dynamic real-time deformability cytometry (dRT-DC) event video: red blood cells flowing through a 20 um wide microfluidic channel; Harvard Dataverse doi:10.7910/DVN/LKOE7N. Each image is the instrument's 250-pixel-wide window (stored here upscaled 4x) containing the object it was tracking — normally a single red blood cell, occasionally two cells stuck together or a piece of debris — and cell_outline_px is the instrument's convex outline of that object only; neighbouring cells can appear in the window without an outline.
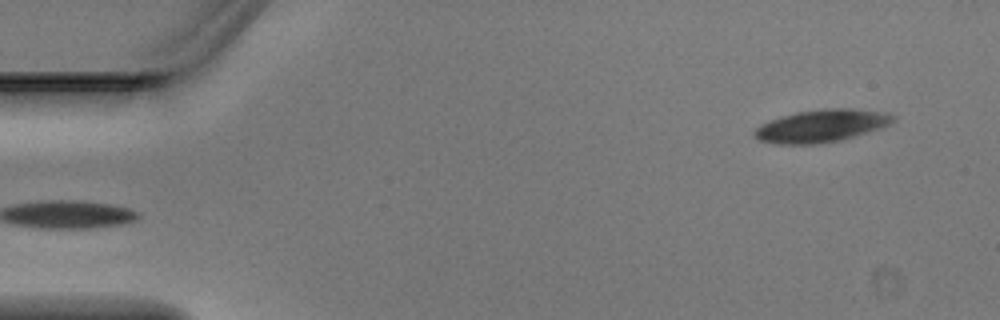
{"species": "Egyptian fruit bat (a non-hibernating species)", "species_latin": "Rousettus aegyptiacus", "temperature_condition": "warm", "stored_images_in_passage": 4, "camera_frame_rate_fps": 3000, "um_per_image_px": 0.085, "animal": {"sex": "male"}, "frame": {"image": 1, "passage_image": 4, "time_ms": 1.0, "image_size_px": [1000, 320], "cell_outline_px": [[896, 120], [880, 128], [840, 140], [812, 144], [776, 144], [760, 140], [752, 132], [760, 124], [768, 120], [780, 116], [796, 112], [824, 108], [852, 108], [888, 112], [896, 116]], "centroid_in_image_um": [69.82, 10.67], "position_along_channel_um": 15.2, "area_um2": 26.36}}